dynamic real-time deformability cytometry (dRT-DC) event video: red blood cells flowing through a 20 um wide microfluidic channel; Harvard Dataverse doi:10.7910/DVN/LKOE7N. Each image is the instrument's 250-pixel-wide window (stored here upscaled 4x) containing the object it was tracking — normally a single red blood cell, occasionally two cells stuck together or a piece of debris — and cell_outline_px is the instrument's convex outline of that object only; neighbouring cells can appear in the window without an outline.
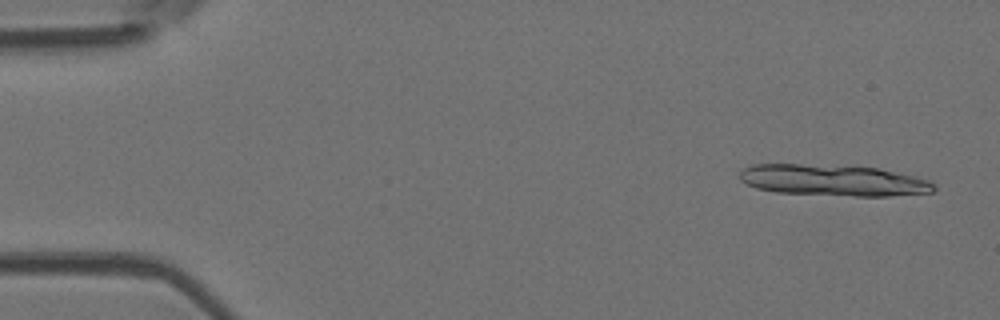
{"species": "Egyptian fruit bat (a non-hibernating species)", "species_latin": "Rousettus aegyptiacus", "temperature_condition": "room temperature", "stored_images_in_passage": 4, "segment_of_instrument_passage": [1, 2], "camera_frame_rate_fps": 3000, "um_per_image_px": 0.085, "animal": {"sex": "female"}, "frame": {"image": 1, "passage_image": 1, "time_ms": 0.0, "image_size_px": [1000, 320], "cell_outline_px": [[936, 188], [932, 192], [888, 196], [856, 196], [776, 192], [756, 188], [740, 180], [740, 172], [744, 168], [752, 164], [800, 164], [876, 168], [916, 176], [928, 180], [936, 184]], "centroid_in_image_um": [70.83, 15.33], "position_along_channel_um": 14.2, "area_um2": 35.14}}